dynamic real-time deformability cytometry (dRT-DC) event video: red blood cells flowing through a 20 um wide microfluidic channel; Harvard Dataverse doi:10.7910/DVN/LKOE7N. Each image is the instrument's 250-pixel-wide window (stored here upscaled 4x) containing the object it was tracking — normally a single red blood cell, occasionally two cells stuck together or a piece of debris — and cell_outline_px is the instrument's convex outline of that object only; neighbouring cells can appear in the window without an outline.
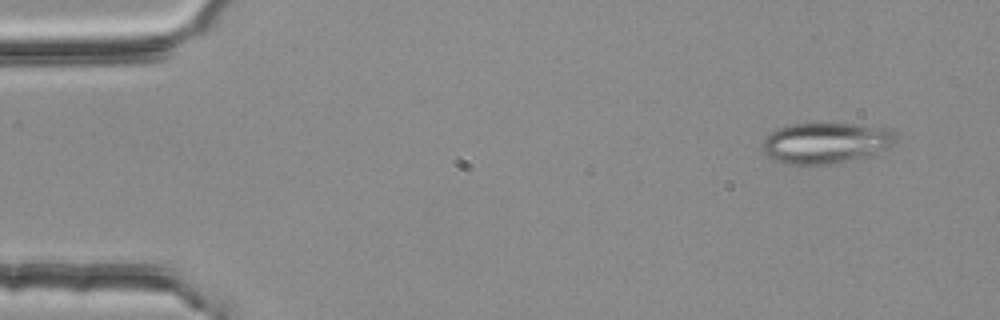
{"species": "common noctule bat (a hibernating species)", "species_latin": "Nyctalus noctula", "temperature_condition": "room temperature", "stored_images_in_passage": 3, "camera_frame_rate_fps": 3000, "um_per_image_px": 0.085, "animal": {"sex": "female", "body_mass_g": 25.1}, "frame": {"image": 1, "passage_image": 1, "time_ms": 0.0, "image_size_px": [1000, 320], "cell_outline_px": [[896, 140], [888, 148], [852, 160], [836, 164], [792, 164], [776, 160], [768, 156], [764, 152], [764, 140], [776, 128], [792, 124], [852, 124], [892, 128]], "centroid_in_image_um": [70.22, 12.14], "position_along_channel_um": 14.8, "area_um2": 31.33}}